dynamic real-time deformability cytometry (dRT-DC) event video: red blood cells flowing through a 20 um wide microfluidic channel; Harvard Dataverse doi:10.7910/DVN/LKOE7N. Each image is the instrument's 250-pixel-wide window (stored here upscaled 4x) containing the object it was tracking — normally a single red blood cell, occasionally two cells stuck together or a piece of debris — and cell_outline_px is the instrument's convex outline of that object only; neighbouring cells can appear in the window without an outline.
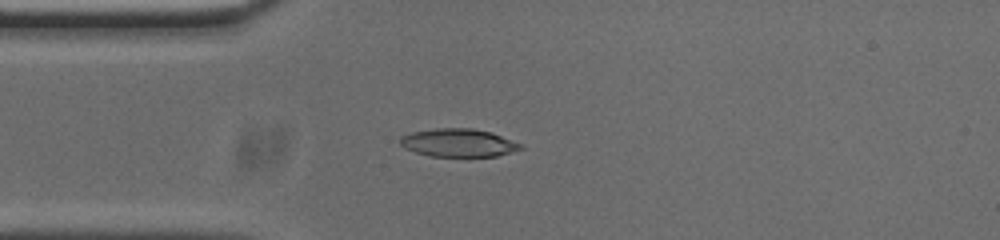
{"species": "common noctule bat (a hibernating species)", "species_latin": "Nyctalus noctula", "temperature_condition": "cold", "stored_images_in_passage": 54, "camera_frame_rate_fps": 3000, "um_per_image_px": 0.085, "animal": {"sex": "male", "body_mass_g": 20.0, "forearm_length_mm": 53.3}, "frame": {"image": 1, "passage_image": 13, "time_ms": 4.0, "image_size_px": [1000, 240], "cell_outline_px": [[524, 148], [496, 156], [428, 156], [404, 148], [400, 144], [400, 136], [412, 132], [436, 128], [472, 128], [492, 132], [524, 144]], "centroid_in_image_um": [38.98, 12.13], "position_along_channel_um": 46.0, "area_um2": 19.83}}
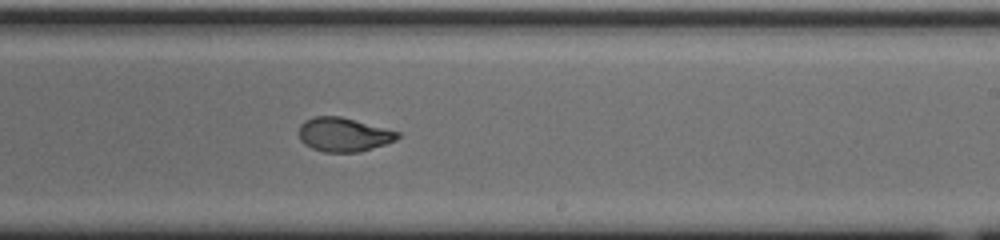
{"frame": {"image": 2, "passage_image": 31, "time_ms": 10.0, "image_size_px": [1000, 240], "cell_outline_px": [[400, 136], [396, 140], [360, 152], [324, 152], [312, 148], [304, 144], [300, 140], [300, 124], [304, 120], [316, 116], [340, 116], [400, 132]], "centroid_in_image_um": [29.2, 11.44], "position_along_channel_um": 259.8, "area_um2": 19.42}}
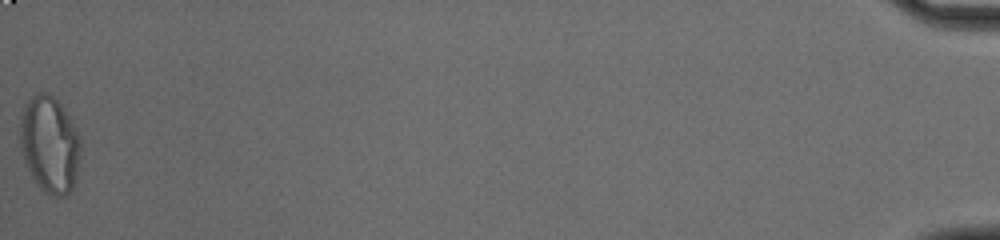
{"frame": {"image": 3, "passage_image": 54, "time_ms": 17.667, "image_size_px": [1000, 240], "cell_outline_px": [[80, 156], [76, 176], [72, 188], [64, 196], [56, 196], [44, 192], [36, 184], [20, 152], [20, 116], [24, 104], [36, 92], [44, 92], [52, 96], [60, 104], [68, 116], [80, 140]], "centroid_in_image_um": [4.18, 12.27], "position_along_channel_um": 431.0, "area_um2": 33.93}, "authors_computed_cell_mechanics": {"area_um2": 19.941, "velocity_mm_per_s": 3.7027, "shape_relaxation_time_tau1_ms": 6.9248, "shape_relaxation_time_tau2_ms": 1.3431, "deformation_change_tau1": 0.2175, "deformation_change_tau2": 0.0601}}